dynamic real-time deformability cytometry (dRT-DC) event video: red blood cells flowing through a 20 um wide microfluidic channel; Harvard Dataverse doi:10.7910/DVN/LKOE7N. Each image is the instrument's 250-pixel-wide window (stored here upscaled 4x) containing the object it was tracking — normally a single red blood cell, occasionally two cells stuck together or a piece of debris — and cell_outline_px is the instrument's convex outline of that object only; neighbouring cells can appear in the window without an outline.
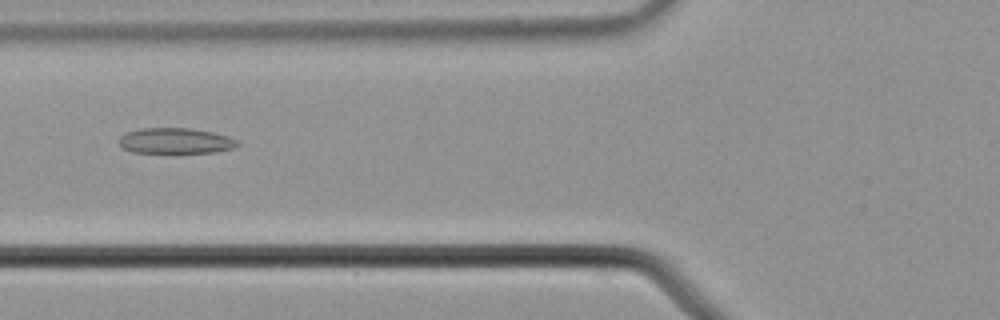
{"species": "common noctule bat (a hibernating species)", "species_latin": "Nyctalus noctula", "temperature_condition": "cold", "stored_images_in_passage": 8, "camera_frame_rate_fps": 3000, "um_per_image_px": 0.085, "animal": {"sex": "male", "body_mass_g": 21.5, "forearm_length_mm": 52.0}, "frame": {"image": 1, "passage_image": 6, "time_ms": 1.667, "image_size_px": [1000, 320], "cell_outline_px": [[240, 144], [232, 148], [212, 152], [132, 152], [124, 148], [120, 144], [120, 136], [128, 132], [140, 128], [188, 128], [212, 132], [228, 136], [236, 140]], "centroid_in_image_um": [14.91, 11.96], "position_along_channel_um": 110.9, "area_um2": 17.34}}
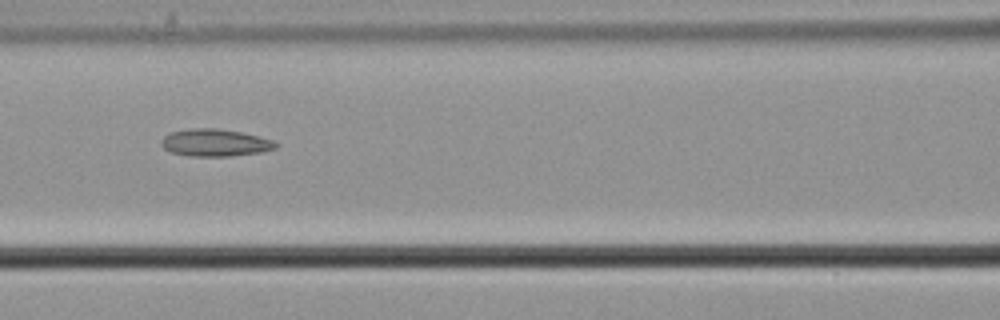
{"frame": {"image": 2, "passage_image": 7, "time_ms": 2.0, "image_size_px": [1000, 320], "cell_outline_px": [[280, 144], [276, 148], [260, 152], [228, 156], [188, 156], [172, 152], [164, 148], [160, 144], [160, 140], [164, 136], [172, 132], [192, 128], [216, 128], [240, 132], [276, 140]], "centroid_in_image_um": [18.3, 12.13], "position_along_channel_um": 148.3, "area_um2": 18.21}}
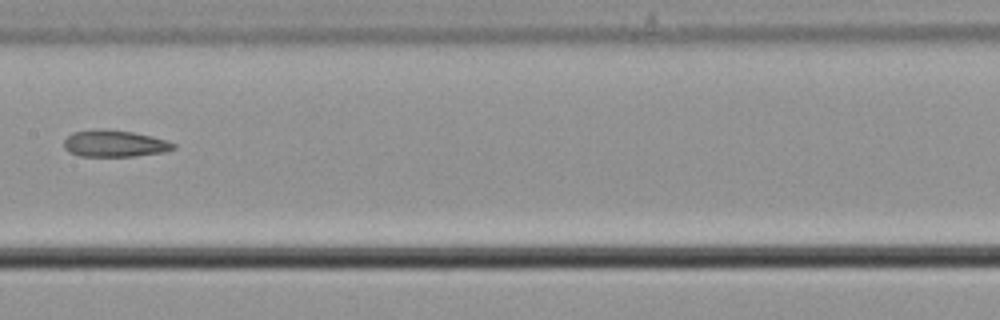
{"frame": {"image": 3, "passage_image": 8, "time_ms": 2.333, "image_size_px": [1000, 320], "cell_outline_px": [[176, 148], [164, 152], [132, 156], [80, 156], [68, 152], [64, 148], [64, 140], [72, 132], [100, 128], [132, 132], [152, 136], [176, 144]], "centroid_in_image_um": [9.71, 12.2], "position_along_channel_um": 197.7, "area_um2": 17.05}}